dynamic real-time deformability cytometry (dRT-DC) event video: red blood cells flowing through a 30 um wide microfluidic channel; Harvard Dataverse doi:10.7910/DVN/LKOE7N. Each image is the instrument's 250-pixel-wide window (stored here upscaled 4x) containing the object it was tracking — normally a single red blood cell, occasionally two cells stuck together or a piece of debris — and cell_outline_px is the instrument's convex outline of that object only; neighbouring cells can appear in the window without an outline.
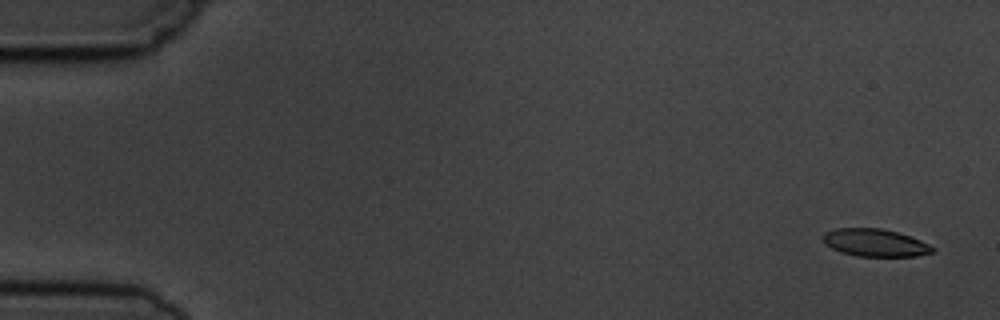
{"species": "common noctule bat (a hibernating species)", "species_latin": "Nyctalus noctula", "temperature_condition": "cold", "stored_images_in_passage": 5, "camera_frame_rate_fps": 3000, "um_per_image_px": 0.085, "animal": {"sex": "male", "body_mass_g": 19.5, "forearm_length_mm": 54.6}, "frame": {"image": 1, "passage_image": 1, "time_ms": 0.0, "image_size_px": [1000, 320], "cell_outline_px": [[936, 248], [932, 252], [916, 256], [856, 256], [840, 252], [824, 244], [820, 236], [824, 232], [836, 228], [880, 228], [896, 232], [920, 240]], "centroid_in_image_um": [74.31, 20.63], "position_along_channel_um": 10.7, "area_um2": 17.63}}
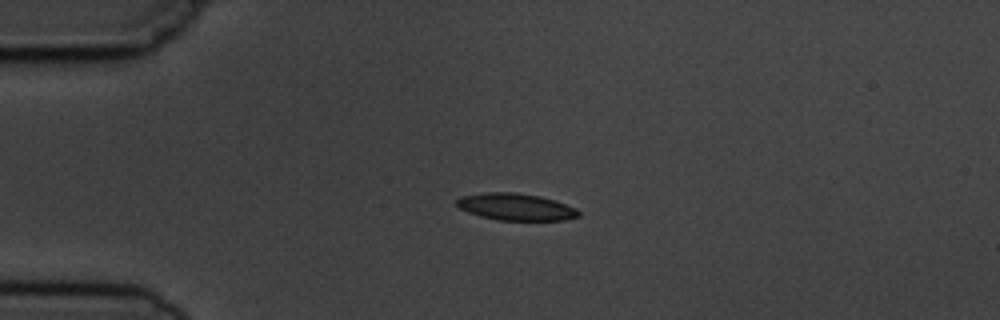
{"frame": {"image": 2, "passage_image": 4, "time_ms": 3.667, "image_size_px": [1000, 320], "cell_outline_px": [[580, 216], [564, 220], [500, 220], [480, 216], [468, 212], [460, 208], [456, 204], [456, 200], [460, 196], [488, 192], [516, 192], [540, 196], [556, 200], [576, 208], [580, 212]], "centroid_in_image_um": [43.86, 17.58], "position_along_channel_um": 41.1, "area_um2": 19.19}}